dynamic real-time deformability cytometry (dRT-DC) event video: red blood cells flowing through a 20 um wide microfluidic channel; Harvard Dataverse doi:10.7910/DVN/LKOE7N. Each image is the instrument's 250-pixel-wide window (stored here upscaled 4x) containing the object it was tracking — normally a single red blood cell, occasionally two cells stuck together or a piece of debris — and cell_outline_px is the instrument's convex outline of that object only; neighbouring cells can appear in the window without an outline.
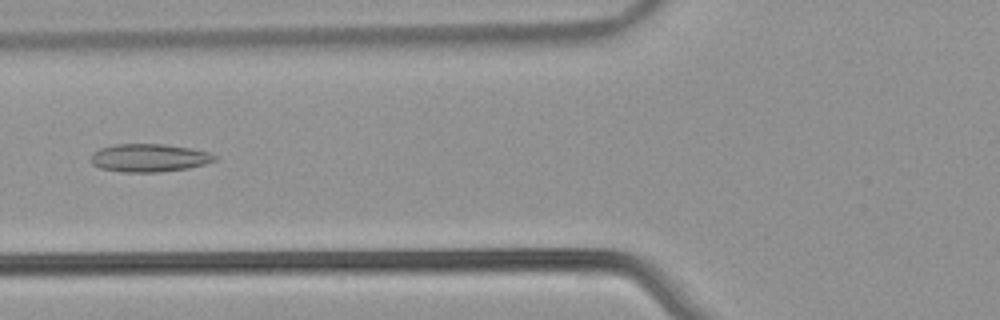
{"species": "common noctule bat (a hibernating species)", "species_latin": "Nyctalus noctula", "temperature_condition": "warm", "stored_images_in_passage": 40, "camera_frame_rate_fps": 3000, "um_per_image_px": 0.085, "animal": {"sex": "male", "body_mass_g": 21.5, "forearm_length_mm": 52.0}, "frame": {"image": 1, "passage_image": 9, "time_ms": 2.667, "image_size_px": [1000, 320], "cell_outline_px": [[216, 160], [204, 164], [188, 168], [160, 172], [124, 172], [100, 168], [92, 164], [88, 160], [92, 152], [100, 148], [112, 144], [164, 144], [192, 148], [208, 152], [216, 156]], "centroid_in_image_um": [12.62, 13.41], "position_along_channel_um": 113.2, "area_um2": 20.4}}
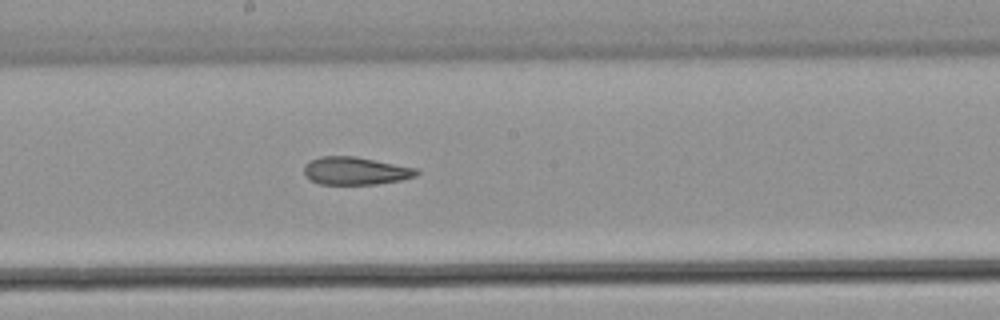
{"frame": {"image": 2, "passage_image": 17, "time_ms": 5.333, "image_size_px": [1000, 320], "cell_outline_px": [[420, 172], [416, 176], [400, 180], [376, 184], [320, 184], [304, 176], [304, 164], [320, 156], [356, 156], [420, 168]], "centroid_in_image_um": [30.25, 14.51], "position_along_channel_um": 217.9, "area_um2": 18.44}}
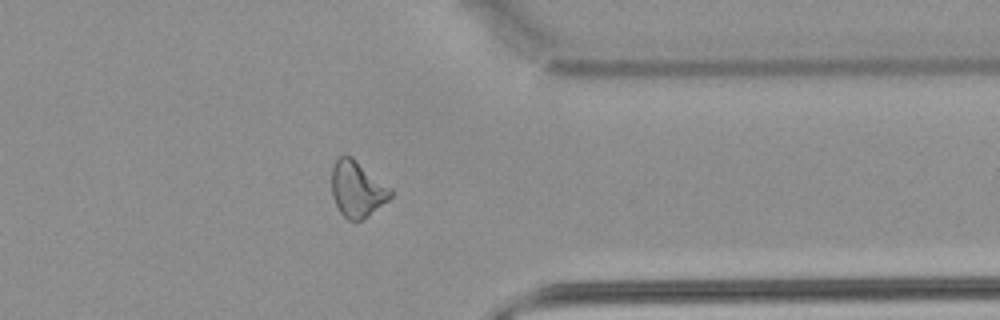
{"frame": {"image": 3, "passage_image": 30, "time_ms": 9.667, "image_size_px": [1000, 320], "cell_outline_px": [[392, 196], [388, 200], [368, 216], [360, 220], [348, 220], [340, 212], [332, 196], [332, 164], [344, 152], [352, 156], [392, 188]], "centroid_in_image_um": [30.36, 16.03], "position_along_channel_um": 381.0, "area_um2": 19.42}, "authors_computed_cell_mechanics": {"area_um2": 19.4786, "velocity_mm_per_s": 3.9273, "shape_relaxation_time_tau1_ms": null, "shape_relaxation_time_tau2_ms": 4.3822, "deformation_change_tau1": null, "deformation_change_tau2": 0.1405}}